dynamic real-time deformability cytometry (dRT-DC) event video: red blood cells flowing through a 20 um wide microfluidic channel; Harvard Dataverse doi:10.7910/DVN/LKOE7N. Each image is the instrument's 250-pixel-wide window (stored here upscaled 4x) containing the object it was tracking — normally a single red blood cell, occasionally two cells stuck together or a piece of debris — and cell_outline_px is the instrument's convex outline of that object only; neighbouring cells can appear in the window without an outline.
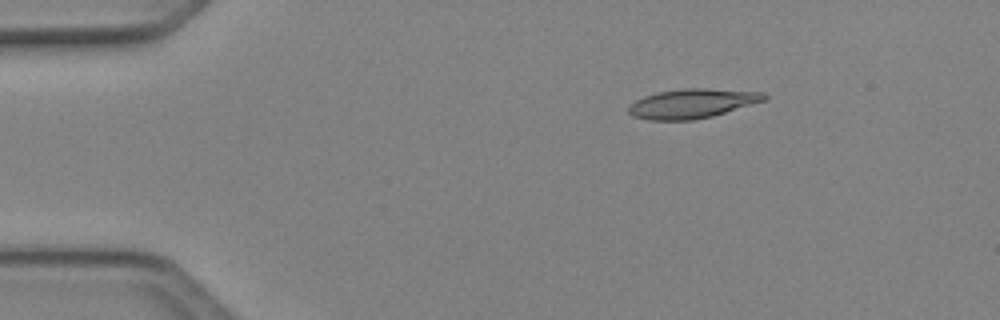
{"species": "Egyptian fruit bat (a non-hibernating species)", "species_latin": "Rousettus aegyptiacus", "temperature_condition": "cold", "stored_images_in_passage": 5, "camera_frame_rate_fps": 3000, "um_per_image_px": 0.085, "animal": {"sex": "female"}, "frame": {"image": 1, "passage_image": 3, "time_ms": 0.667, "image_size_px": [1000, 320], "cell_outline_px": [[768, 96], [764, 100], [712, 116], [692, 120], [648, 120], [632, 116], [628, 112], [628, 104], [644, 96], [656, 92], [684, 88], [708, 88], [764, 92]], "centroid_in_image_um": [58.78, 8.79], "position_along_channel_um": 26.2, "area_um2": 23.24}}
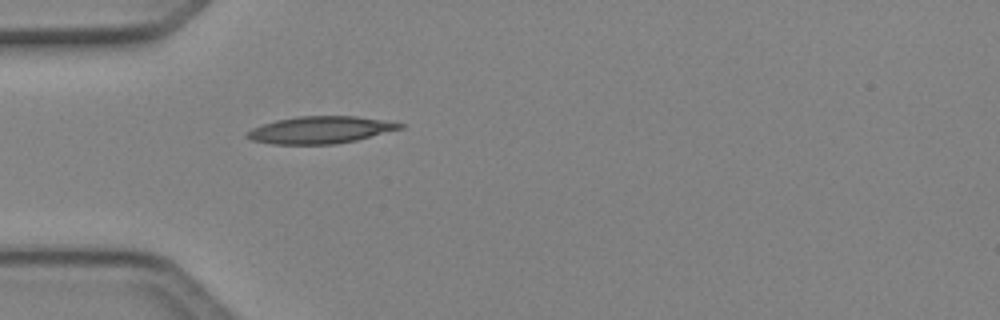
{"frame": {"image": 2, "passage_image": 5, "time_ms": 1.333, "image_size_px": [1000, 320], "cell_outline_px": [[408, 124], [404, 128], [356, 140], [336, 144], [272, 144], [252, 140], [244, 136], [244, 132], [252, 128], [276, 120], [300, 116], [356, 116], [384, 120]], "centroid_in_image_um": [27.24, 11.04], "position_along_channel_um": 57.8, "area_um2": 24.28}}